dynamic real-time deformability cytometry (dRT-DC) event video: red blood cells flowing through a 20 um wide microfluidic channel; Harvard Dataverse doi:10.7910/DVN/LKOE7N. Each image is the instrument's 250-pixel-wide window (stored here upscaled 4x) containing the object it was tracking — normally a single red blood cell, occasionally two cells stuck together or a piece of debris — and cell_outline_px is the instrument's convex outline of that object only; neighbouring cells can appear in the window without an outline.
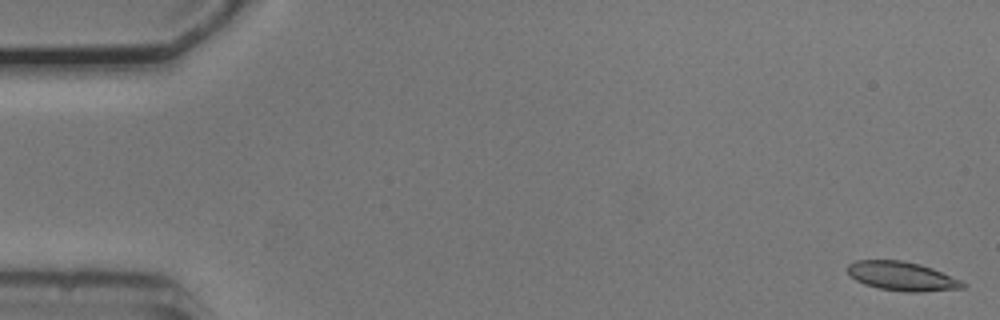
{"species": "common noctule bat (a hibernating species)", "species_latin": "Nyctalus noctula", "temperature_condition": "cold", "stored_images_in_passage": 54, "camera_frame_rate_fps": 3000, "um_per_image_px": 0.085, "animal": {"sex": "male", "body_mass_g": 20.5, "forearm_length_mm": 52.5}, "frame": {"image": 1, "passage_image": 1, "time_ms": 0.0, "image_size_px": [1000, 320], "cell_outline_px": [[968, 284], [964, 288], [920, 292], [904, 292], [880, 288], [864, 284], [856, 280], [848, 272], [848, 264], [856, 260], [900, 260], [920, 264], [932, 268], [960, 280]], "centroid_in_image_um": [76.68, 23.48], "position_along_channel_um": 8.3, "area_um2": 19.36}}
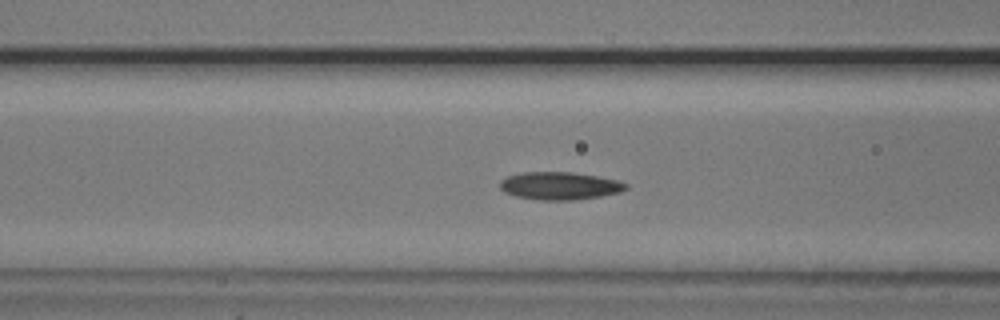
{"frame": {"image": 2, "passage_image": 21, "time_ms": 6.667, "image_size_px": [1000, 320], "cell_outline_px": [[628, 188], [620, 192], [600, 196], [572, 200], [540, 200], [516, 196], [504, 192], [500, 188], [500, 180], [508, 176], [524, 172], [572, 172], [596, 176], [616, 180], [628, 184]], "centroid_in_image_um": [47.56, 15.79], "position_along_channel_um": 119.0, "area_um2": 20.23}}
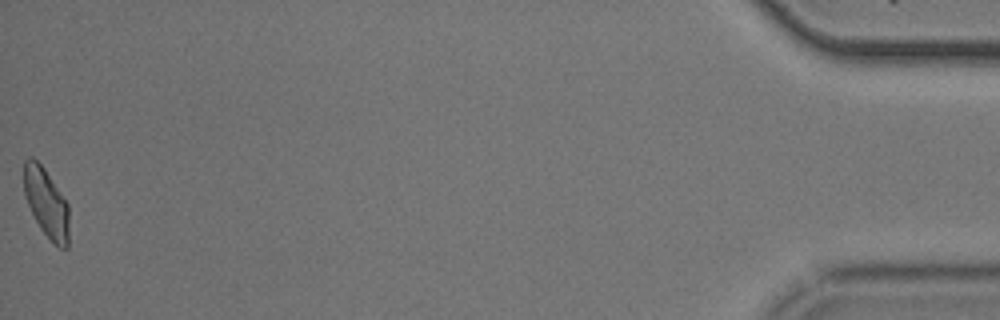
{"frame": {"image": 3, "passage_image": 54, "time_ms": 17.667, "image_size_px": [1000, 320], "cell_outline_px": [[68, 248], [60, 248], [40, 228], [24, 196], [24, 160], [28, 156], [32, 156], [44, 168], [68, 204]], "centroid_in_image_um": [3.92, 17.21], "position_along_channel_um": 431.3, "area_um2": 17.86}, "authors_computed_cell_mechanics": {"area_um2": 19.3341, "velocity_mm_per_s": 3.7366, "shape_relaxation_time_tau1_ms": null, "shape_relaxation_time_tau2_ms": 7.4908, "deformation_change_tau1": null, "deformation_change_tau2": 0.1278}}